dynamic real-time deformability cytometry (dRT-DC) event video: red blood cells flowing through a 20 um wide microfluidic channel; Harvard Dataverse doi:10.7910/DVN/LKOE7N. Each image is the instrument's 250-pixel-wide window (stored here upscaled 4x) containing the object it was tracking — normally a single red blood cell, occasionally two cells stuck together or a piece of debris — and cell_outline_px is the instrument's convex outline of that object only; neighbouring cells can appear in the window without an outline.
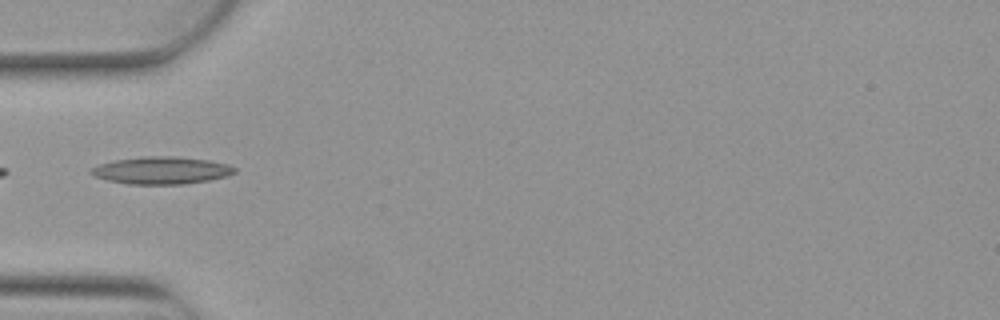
{"species": "Egyptian fruit bat (a non-hibernating species)", "species_latin": "Rousettus aegyptiacus", "temperature_condition": "warm", "stored_images_in_passage": 2, "camera_frame_rate_fps": 3000, "um_per_image_px": 0.085, "animal": {"sex": "female"}, "frame": {"image": 1, "passage_image": 2, "time_ms": 0.333, "image_size_px": [1000, 320], "cell_outline_px": [[236, 172], [228, 176], [208, 180], [184, 184], [128, 184], [108, 180], [96, 176], [88, 172], [92, 168], [100, 164], [116, 160], [140, 156], [176, 156], [208, 160], [228, 164], [236, 168]], "centroid_in_image_um": [13.75, 14.48], "position_along_channel_um": 71.2, "area_um2": 22.83}}